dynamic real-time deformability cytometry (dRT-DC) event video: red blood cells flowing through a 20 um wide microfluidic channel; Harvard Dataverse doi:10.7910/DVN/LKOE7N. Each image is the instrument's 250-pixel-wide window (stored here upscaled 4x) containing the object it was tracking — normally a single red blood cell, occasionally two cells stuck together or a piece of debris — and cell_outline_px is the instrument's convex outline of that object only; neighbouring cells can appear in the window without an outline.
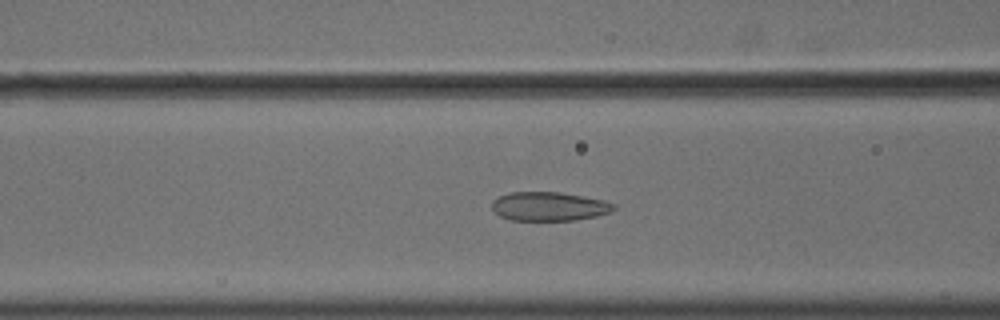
{"species": "common noctule bat (a hibernating species)", "species_latin": "Nyctalus noctula", "temperature_condition": "cold", "stored_images_in_passage": 57, "camera_frame_rate_fps": 3000, "um_per_image_px": 0.085, "animal": {"sex": "male", "body_mass_g": 18.8}, "frame": {"image": 1, "passage_image": 24, "time_ms": 7.667, "image_size_px": [1000, 320], "cell_outline_px": [[616, 208], [612, 212], [596, 216], [576, 220], [512, 220], [500, 216], [492, 208], [492, 200], [500, 196], [512, 192], [560, 192], [604, 200], [616, 204]], "centroid_in_image_um": [46.71, 17.54], "position_along_channel_um": 119.9, "area_um2": 20.52}}
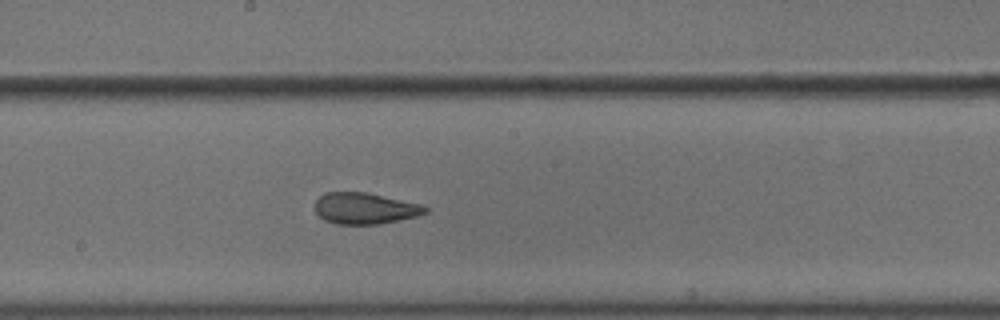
{"frame": {"image": 2, "passage_image": 32, "time_ms": 10.333, "image_size_px": [1000, 320], "cell_outline_px": [[428, 212], [416, 216], [376, 224], [336, 224], [324, 220], [316, 212], [316, 200], [324, 192], [368, 192], [420, 204], [428, 208]], "centroid_in_image_um": [31.0, 17.7], "position_along_channel_um": 217.2, "area_um2": 19.94}}
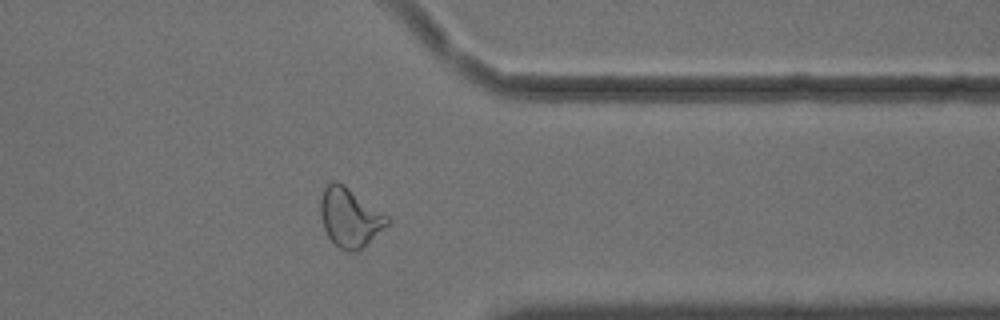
{"frame": {"image": 3, "passage_image": 46, "time_ms": 15.0, "image_size_px": [1000, 320], "cell_outline_px": [[392, 220], [388, 224], [356, 252], [348, 252], [340, 248], [328, 236], [324, 228], [320, 216], [320, 200], [324, 188], [332, 180], [336, 180], [344, 184], [388, 216]], "centroid_in_image_um": [29.71, 18.46], "position_along_channel_um": 381.7, "area_um2": 22.72}, "authors_computed_cell_mechanics": {"area_um2": 23.5246, "velocity_mm_per_s": 3.6342, "shape_relaxation_time_tau1_ms": 10.2985, "shape_relaxation_time_tau2_ms": 1.7376, "deformation_change_tau1": 0.1865, "deformation_change_tau2": 0.0799}}